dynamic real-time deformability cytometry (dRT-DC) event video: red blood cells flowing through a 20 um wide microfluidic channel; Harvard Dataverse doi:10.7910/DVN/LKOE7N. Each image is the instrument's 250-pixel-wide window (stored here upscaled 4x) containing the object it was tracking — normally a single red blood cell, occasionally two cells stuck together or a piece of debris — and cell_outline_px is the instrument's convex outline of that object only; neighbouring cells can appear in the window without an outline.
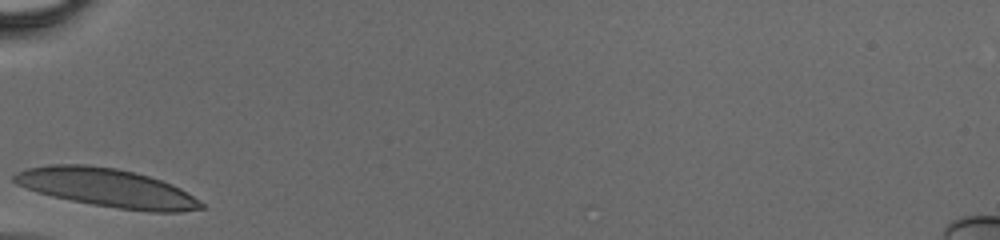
{"species": "human", "species_latin": "Homo sapiens", "temperature_condition": "cold", "stored_images_in_passage": 23, "camera_frame_rate_fps": 3000, "um_per_image_px": 0.085, "donor": {"sex": "male"}, "frame": {"image": 1, "passage_image": 1, "time_ms": 0.0, "image_size_px": [1000, 240], "cell_outline_px": [[204, 208], [180, 212], [152, 212], [116, 208], [92, 204], [52, 196], [16, 184], [12, 180], [12, 176], [16, 172], [28, 168], [52, 164], [84, 164], [116, 168], [136, 172], [172, 184], [180, 188], [204, 204]], "centroid_in_image_um": [9.09, 15.96], "position_along_channel_um": 75.9, "area_um2": 41.67}}
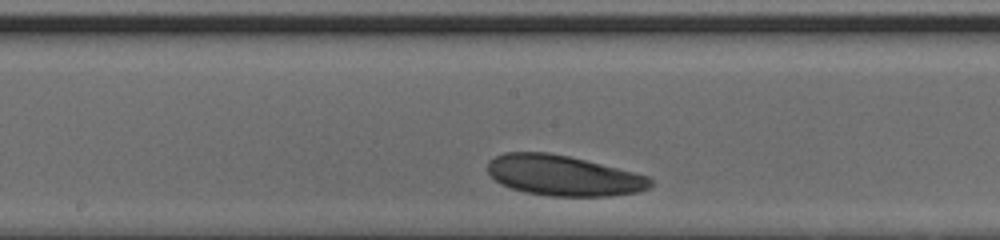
{"frame": {"image": 2, "passage_image": 10, "time_ms": 3.0, "image_size_px": [1000, 240], "cell_outline_px": [[652, 184], [648, 188], [636, 192], [608, 196], [548, 196], [524, 192], [500, 184], [488, 172], [488, 160], [504, 152], [548, 152], [568, 156], [648, 176], [652, 180]], "centroid_in_image_um": [47.84, 14.92], "position_along_channel_um": 200.4, "area_um2": 38.03}}
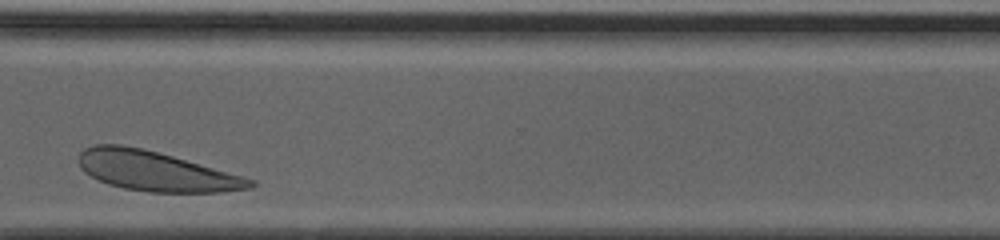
{"frame": {"image": 3, "passage_image": 21, "time_ms": 6.667, "image_size_px": [1000, 240], "cell_outline_px": [[256, 184], [252, 188], [224, 192], [148, 192], [124, 188], [108, 184], [84, 172], [80, 168], [76, 160], [80, 152], [84, 148], [96, 144], [120, 144], [144, 148], [256, 180]], "centroid_in_image_um": [13.2, 14.54], "position_along_channel_um": 357.4, "area_um2": 39.71}}